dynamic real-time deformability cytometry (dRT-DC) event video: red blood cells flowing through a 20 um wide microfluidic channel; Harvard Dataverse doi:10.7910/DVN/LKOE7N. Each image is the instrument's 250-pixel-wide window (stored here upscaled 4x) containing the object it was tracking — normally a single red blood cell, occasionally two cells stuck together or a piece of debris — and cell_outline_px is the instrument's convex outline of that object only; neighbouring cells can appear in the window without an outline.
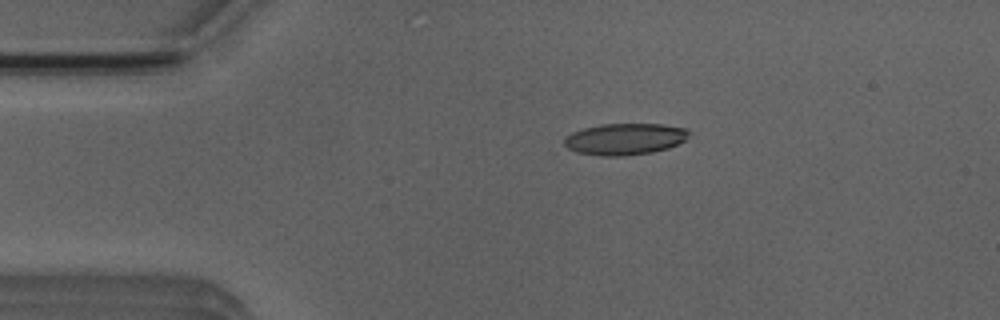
{"species": "Egyptian fruit bat (a non-hibernating species)", "species_latin": "Rousettus aegyptiacus", "temperature_condition": "room temperature", "stored_images_in_passage": 2, "camera_frame_rate_fps": 3000, "um_per_image_px": 0.085, "animal": {"sex": "male"}, "frame": {"image": 1, "passage_image": 1, "time_ms": 0.0, "image_size_px": [1000, 320], "cell_outline_px": [[688, 136], [684, 140], [668, 148], [652, 152], [624, 156], [600, 156], [576, 152], [560, 148], [564, 136], [572, 132], [584, 128], [600, 124], [664, 124], [684, 128], [688, 132]], "centroid_in_image_um": [52.99, 11.83], "position_along_channel_um": 32.0, "area_um2": 23.24}}